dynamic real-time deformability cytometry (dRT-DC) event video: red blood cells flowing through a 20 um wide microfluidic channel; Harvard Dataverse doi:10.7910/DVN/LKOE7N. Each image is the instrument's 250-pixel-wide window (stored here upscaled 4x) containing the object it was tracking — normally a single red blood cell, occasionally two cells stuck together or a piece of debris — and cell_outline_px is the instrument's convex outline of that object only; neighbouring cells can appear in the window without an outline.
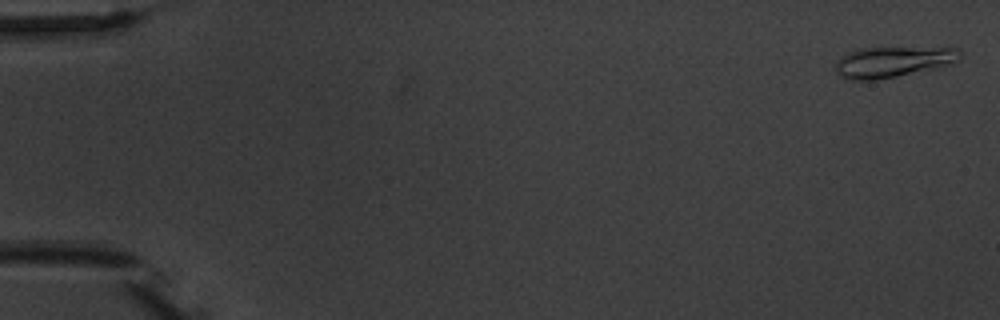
{"species": "common noctule bat (a hibernating species)", "species_latin": "Nyctalus noctula", "temperature_condition": "warm", "stored_images_in_passage": 6, "camera_frame_rate_fps": 3000, "um_per_image_px": 0.085, "animal": {"sex": "male", "body_mass_g": 20.1, "forearm_length_mm": 53.5}, "frame": {"image": 1, "passage_image": 1, "time_ms": 0.0, "image_size_px": [1000, 320], "cell_outline_px": [[960, 60], [952, 64], [936, 68], [876, 80], [844, 80], [836, 72], [836, 60], [840, 56], [848, 52], [860, 48], [956, 48], [960, 52]], "centroid_in_image_um": [75.84, 5.27], "position_along_channel_um": 9.2, "area_um2": 22.31}}